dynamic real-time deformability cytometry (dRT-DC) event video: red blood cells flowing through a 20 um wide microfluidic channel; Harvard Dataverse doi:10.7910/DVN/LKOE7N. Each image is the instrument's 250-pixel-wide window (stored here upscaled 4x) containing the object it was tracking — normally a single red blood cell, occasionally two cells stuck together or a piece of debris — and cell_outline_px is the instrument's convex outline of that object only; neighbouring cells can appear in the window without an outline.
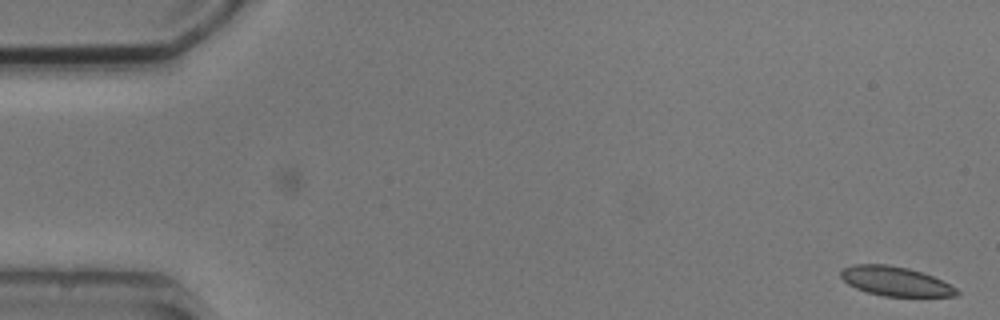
{"species": "common noctule bat (a hibernating species)", "species_latin": "Nyctalus noctula", "temperature_condition": "cold", "stored_images_in_passage": 2, "camera_frame_rate_fps": 3000, "um_per_image_px": 0.085, "animal": {"sex": "male", "body_mass_g": 20.5, "forearm_length_mm": 52.5}, "frame": {"image": 1, "passage_image": 1, "time_ms": 0.0, "image_size_px": [1000, 320], "cell_outline_px": [[960, 292], [956, 296], [884, 296], [868, 292], [856, 288], [848, 284], [840, 276], [840, 272], [844, 268], [852, 264], [888, 264], [908, 268], [932, 276], [956, 288]], "centroid_in_image_um": [76.08, 23.9], "position_along_channel_um": 8.9, "area_um2": 19.59}}